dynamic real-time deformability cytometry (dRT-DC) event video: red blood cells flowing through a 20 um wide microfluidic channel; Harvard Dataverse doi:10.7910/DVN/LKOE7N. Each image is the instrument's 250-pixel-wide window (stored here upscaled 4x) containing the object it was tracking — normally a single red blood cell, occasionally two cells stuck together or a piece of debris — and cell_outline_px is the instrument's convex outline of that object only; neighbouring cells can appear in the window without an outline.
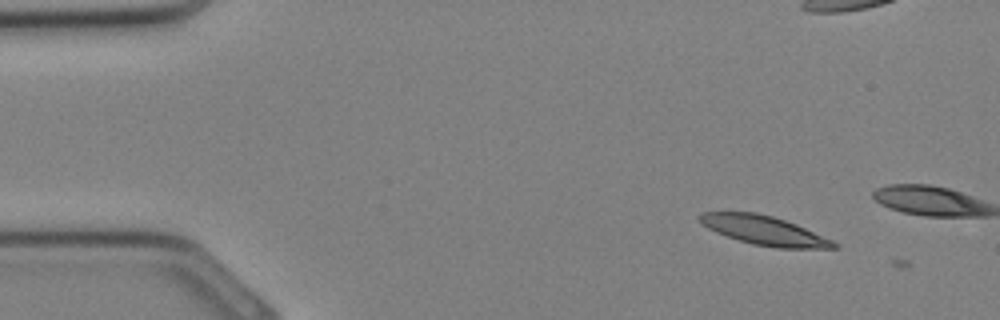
{"species": "Egyptian fruit bat (a non-hibernating species)", "species_latin": "Rousettus aegyptiacus", "temperature_condition": "cold", "stored_images_in_passage": 3, "camera_frame_rate_fps": 3000, "um_per_image_px": 0.085, "animal": {"sex": "female"}, "frame": {"image": 1, "passage_image": 2, "time_ms": 0.333, "image_size_px": [1000, 320], "cell_outline_px": [[840, 244], [836, 248], [776, 248], [752, 244], [716, 232], [708, 228], [696, 216], [700, 212], [756, 212], [772, 216], [796, 224], [832, 240]], "centroid_in_image_um": [64.96, 19.58], "position_along_channel_um": 20.0, "area_um2": 22.54}}